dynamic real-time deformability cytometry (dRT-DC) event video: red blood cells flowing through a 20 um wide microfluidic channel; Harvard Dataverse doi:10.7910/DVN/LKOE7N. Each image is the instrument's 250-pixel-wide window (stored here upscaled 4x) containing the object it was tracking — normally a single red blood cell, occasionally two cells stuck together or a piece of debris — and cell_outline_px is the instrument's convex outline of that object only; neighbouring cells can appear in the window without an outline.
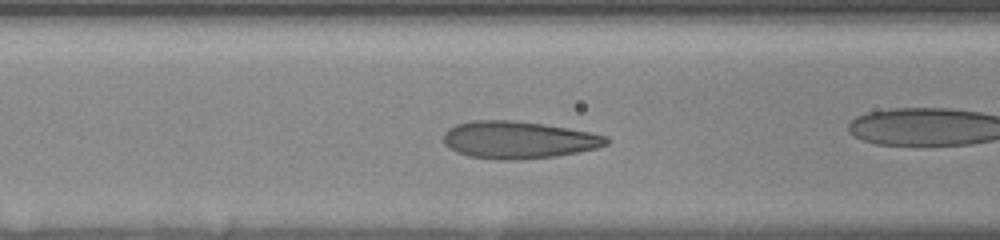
{"species": "human", "species_latin": "Homo sapiens", "temperature_condition": "room temperature", "stored_images_in_passage": 25, "camera_frame_rate_fps": 3000, "um_per_image_px": 0.085, "donor": {"sex": "female"}, "frame": {"image": 1, "passage_image": 11, "time_ms": 4.0, "image_size_px": [1000, 240], "cell_outline_px": [[612, 140], [608, 144], [596, 148], [556, 156], [520, 160], [496, 160], [468, 156], [456, 152], [448, 148], [444, 144], [444, 132], [448, 128], [456, 124], [472, 120], [512, 120], [544, 124], [568, 128], [608, 136]], "centroid_in_image_um": [44.04, 11.89], "position_along_channel_um": 122.6, "area_um2": 35.72}}